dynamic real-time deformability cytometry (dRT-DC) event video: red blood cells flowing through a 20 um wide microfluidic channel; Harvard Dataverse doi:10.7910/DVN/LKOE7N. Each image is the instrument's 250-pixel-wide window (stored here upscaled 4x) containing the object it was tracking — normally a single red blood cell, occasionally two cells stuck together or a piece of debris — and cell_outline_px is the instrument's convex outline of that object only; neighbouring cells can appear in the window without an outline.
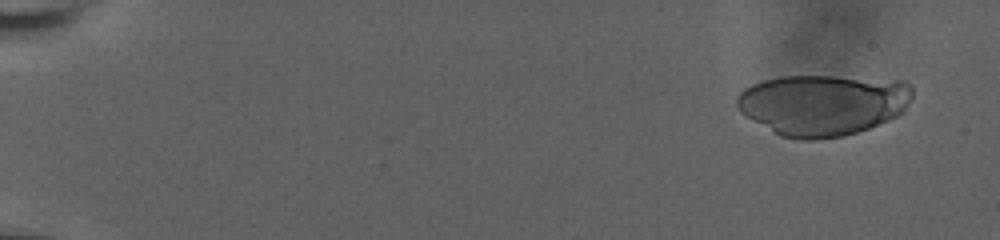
{"species": "human", "species_latin": "Homo sapiens", "temperature_condition": "room temperature", "stored_images_in_passage": 19, "camera_frame_rate_fps": 3000, "um_per_image_px": 0.085, "donor": {"sex": "male"}, "frame": {"image": 1, "passage_image": 1, "time_ms": 0.0, "image_size_px": [1000, 240], "cell_outline_px": [[912, 96], [904, 112], [888, 120], [868, 128], [856, 132], [840, 136], [820, 140], [800, 140], [780, 136], [752, 120], [740, 112], [736, 108], [736, 96], [744, 88], [752, 84], [764, 80], [780, 76], [832, 76], [904, 80], [912, 84]], "centroid_in_image_um": [69.94, 8.89], "position_along_channel_um": 15.1, "area_um2": 63.06}}